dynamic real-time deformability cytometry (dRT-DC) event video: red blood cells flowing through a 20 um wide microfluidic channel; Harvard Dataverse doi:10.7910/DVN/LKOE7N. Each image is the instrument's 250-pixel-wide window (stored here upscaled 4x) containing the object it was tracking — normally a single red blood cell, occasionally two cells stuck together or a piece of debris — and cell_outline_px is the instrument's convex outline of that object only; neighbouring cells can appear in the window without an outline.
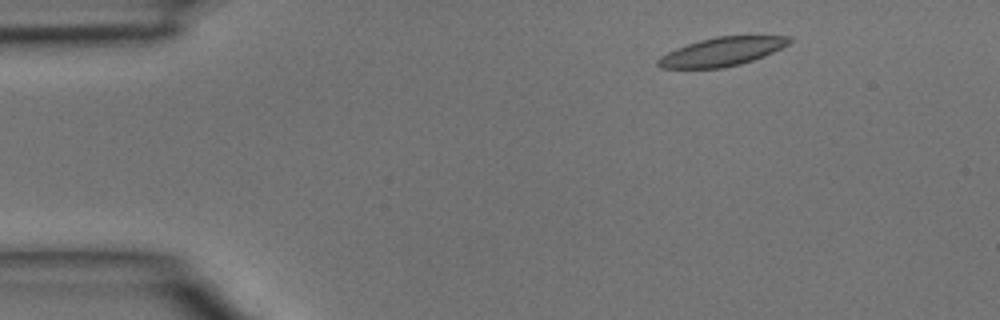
{"species": "common noctule bat (a hibernating species)", "species_latin": "Nyctalus noctula", "temperature_condition": "room temperature", "stored_images_in_passage": 3, "camera_frame_rate_fps": 3000, "um_per_image_px": 0.085, "animal": {"sex": "male", "body_mass_g": 15.6}, "frame": {"image": 1, "passage_image": 1, "time_ms": 0.0, "image_size_px": [1000, 320], "cell_outline_px": [[792, 40], [788, 44], [764, 56], [740, 64], [724, 68], [660, 68], [656, 64], [656, 60], [660, 56], [676, 48], [700, 40], [716, 36], [792, 36]], "centroid_in_image_um": [61.34, 4.4], "position_along_channel_um": 23.7, "area_um2": 21.79}}
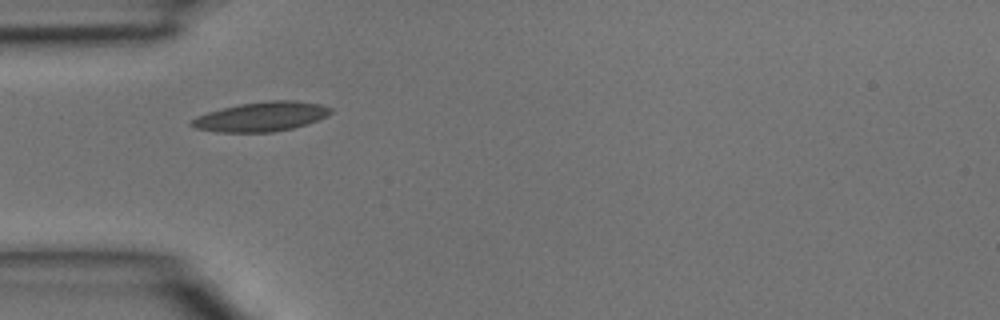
{"frame": {"image": 2, "passage_image": 3, "time_ms": 0.667, "image_size_px": [1000, 320], "cell_outline_px": [[332, 112], [328, 116], [308, 124], [292, 128], [272, 132], [216, 132], [196, 128], [188, 124], [196, 116], [208, 112], [240, 104], [268, 100], [292, 100], [320, 104], [332, 108]], "centroid_in_image_um": [22.23, 9.91], "position_along_channel_um": 62.8, "area_um2": 23.87}}